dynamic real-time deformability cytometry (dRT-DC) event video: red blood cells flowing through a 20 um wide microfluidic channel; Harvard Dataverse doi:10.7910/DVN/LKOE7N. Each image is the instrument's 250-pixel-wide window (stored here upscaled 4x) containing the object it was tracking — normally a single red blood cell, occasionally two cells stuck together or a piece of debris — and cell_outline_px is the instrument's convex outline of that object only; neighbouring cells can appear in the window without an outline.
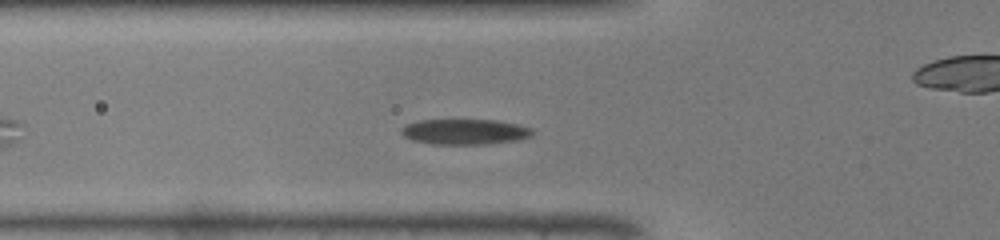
{"species": "common noctule bat (a hibernating species)", "species_latin": "Nyctalus noctula", "temperature_condition": "warm", "stored_images_in_passage": 41, "camera_frame_rate_fps": 3000, "um_per_image_px": 0.085, "animal": {"sex": "male", "body_mass_g": 19.0, "forearm_length_mm": 50.8}, "frame": {"image": 1, "passage_image": 8, "time_ms": 2.333, "image_size_px": [1000, 240], "cell_outline_px": [[536, 132], [532, 136], [520, 140], [488, 144], [432, 144], [412, 140], [404, 136], [400, 132], [400, 128], [404, 124], [420, 120], [496, 120], [516, 124], [532, 128]], "centroid_in_image_um": [39.52, 11.2], "position_along_channel_um": 86.3, "area_um2": 19.71}}
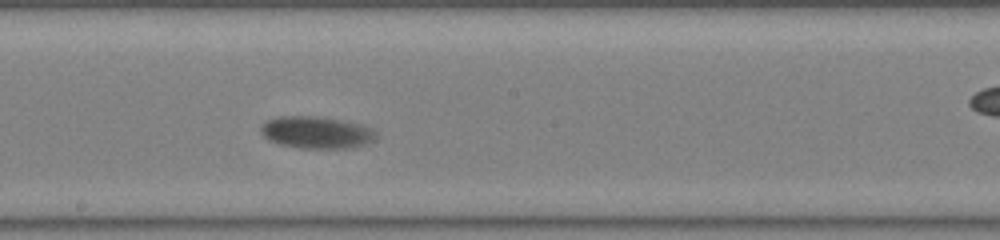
{"frame": {"image": 2, "passage_image": 18, "time_ms": 5.667, "image_size_px": [1000, 240], "cell_outline_px": [[376, 136], [372, 140], [364, 144], [348, 148], [300, 148], [280, 144], [268, 140], [260, 132], [260, 128], [264, 120], [280, 116], [312, 116], [336, 120], [356, 124], [372, 128], [376, 132]], "centroid_in_image_um": [26.81, 11.26], "position_along_channel_um": 221.4, "area_um2": 21.21}}
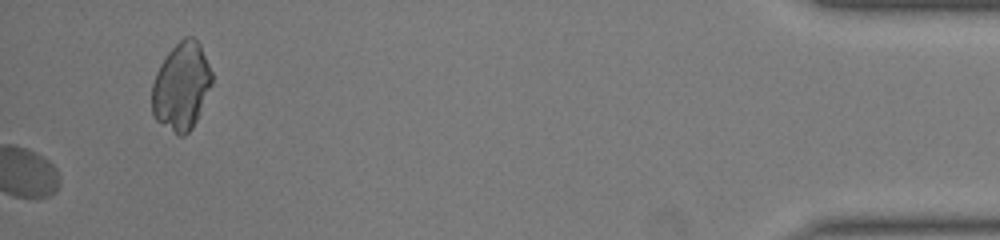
{"frame": {"image": 3, "passage_image": 41, "time_ms": 13.333, "image_size_px": [1000, 240], "cell_outline_px": [[212, 84], [196, 120], [192, 128], [184, 136], [180, 136], [156, 120], [152, 112], [152, 84], [156, 72], [160, 64], [168, 52], [184, 36], [192, 36], [200, 44], [212, 72]], "centroid_in_image_um": [15.41, 7.32], "position_along_channel_um": 419.8, "area_um2": 30.4}, "authors_computed_cell_mechanics": {"area_um2": 21.1548, "velocity_mm_per_s": 4.0572, "shape_relaxation_time_tau1_ms": 1.8583, "shape_relaxation_time_tau2_ms": null, "deformation_change_tau1": 0.1149, "deformation_change_tau2": null}}